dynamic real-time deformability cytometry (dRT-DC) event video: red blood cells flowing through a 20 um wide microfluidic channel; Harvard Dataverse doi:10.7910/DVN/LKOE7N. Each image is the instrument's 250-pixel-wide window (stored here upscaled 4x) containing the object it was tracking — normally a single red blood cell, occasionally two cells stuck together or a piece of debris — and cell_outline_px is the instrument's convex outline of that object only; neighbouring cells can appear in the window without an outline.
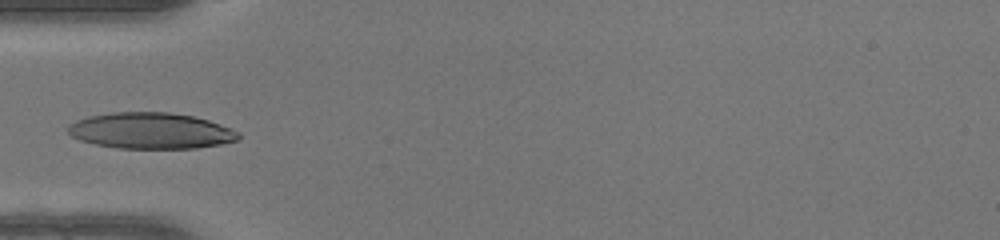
{"species": "human", "species_latin": "Homo sapiens", "temperature_condition": "warm", "stored_images_in_passage": 35, "camera_frame_rate_fps": 3000, "um_per_image_px": 0.085, "donor": {"sex": "female"}, "frame": {"image": 1, "passage_image": 1, "time_ms": 0.0, "image_size_px": [1000, 240], "cell_outline_px": [[240, 136], [236, 140], [220, 144], [196, 148], [120, 148], [96, 144], [80, 140], [72, 136], [68, 132], [68, 124], [76, 120], [88, 116], [112, 112], [168, 112], [192, 116], [208, 120], [232, 128], [240, 132]], "centroid_in_image_um": [12.81, 11.1], "position_along_channel_um": 72.2, "area_um2": 35.78}}
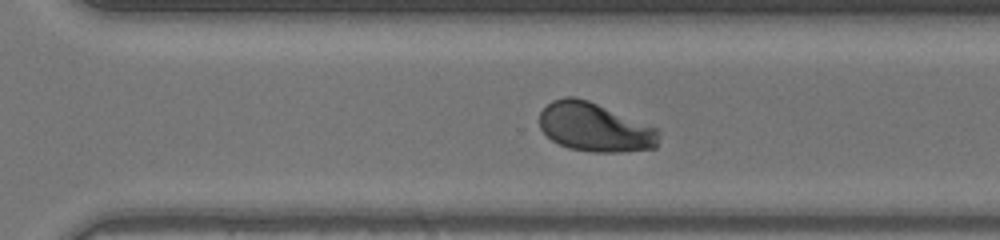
{"frame": {"image": 2, "passage_image": 19, "time_ms": 6.0, "image_size_px": [1000, 240], "cell_outline_px": [[660, 132], [656, 148], [620, 152], [592, 152], [568, 148], [552, 140], [540, 128], [540, 112], [552, 100], [564, 96], [576, 96], [588, 100], [656, 128]], "centroid_in_image_um": [50.54, 10.82], "position_along_channel_um": 320.1, "area_um2": 33.81}}
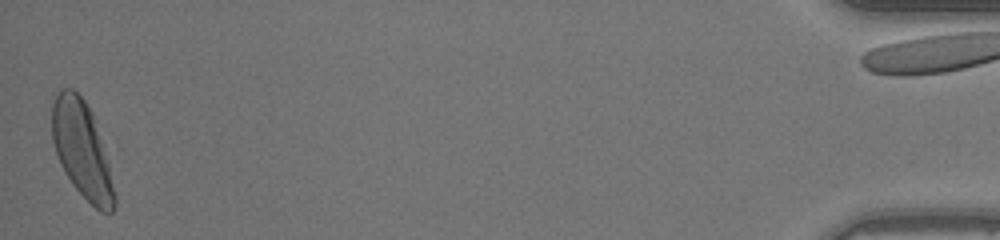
{"frame": {"image": 3, "passage_image": 34, "time_ms": 11.0, "image_size_px": [1000, 240], "cell_outline_px": [[116, 204], [112, 212], [100, 212], [72, 184], [60, 164], [52, 140], [52, 104], [60, 88], [72, 88], [84, 100], [92, 116], [108, 160], [116, 196]], "centroid_in_image_um": [6.96, 12.75], "position_along_channel_um": 428.2, "area_um2": 34.51}}